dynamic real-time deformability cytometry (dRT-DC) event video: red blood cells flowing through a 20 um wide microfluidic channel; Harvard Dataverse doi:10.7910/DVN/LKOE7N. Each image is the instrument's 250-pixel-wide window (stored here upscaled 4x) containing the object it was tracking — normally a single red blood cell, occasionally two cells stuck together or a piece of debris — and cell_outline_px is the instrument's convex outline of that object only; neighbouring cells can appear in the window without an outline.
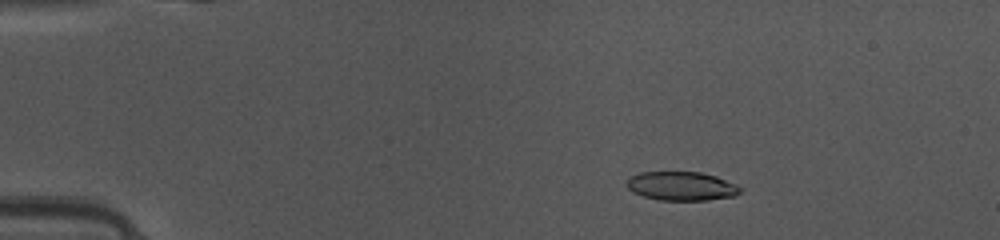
{"species": "common noctule bat (a hibernating species)", "species_latin": "Nyctalus noctula", "temperature_condition": "warm", "stored_images_in_passage": 49, "camera_frame_rate_fps": 3000, "um_per_image_px": 0.085, "animal": {"sex": "female", "body_mass_g": 10.0, "forearm_length_mm": 53.1}, "frame": {"image": 1, "passage_image": 9, "time_ms": 2.667, "image_size_px": [1000, 240], "cell_outline_px": [[744, 188], [736, 196], [708, 200], [660, 200], [644, 196], [632, 192], [624, 184], [632, 176], [640, 172], [700, 172], [716, 176], [736, 184]], "centroid_in_image_um": [57.95, 15.82], "position_along_channel_um": 27.0, "area_um2": 19.19}}
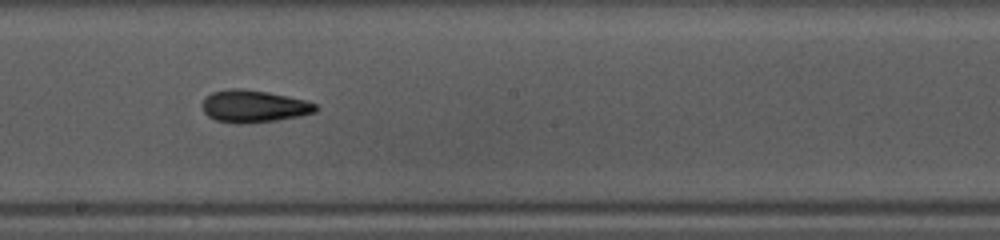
{"frame": {"image": 2, "passage_image": 28, "time_ms": 9.0, "image_size_px": [1000, 240], "cell_outline_px": [[320, 108], [316, 112], [300, 116], [276, 120], [244, 124], [240, 124], [216, 120], [208, 116], [204, 112], [204, 96], [212, 92], [232, 88], [240, 88], [268, 92], [304, 100], [316, 104]], "centroid_in_image_um": [21.59, 9.03], "position_along_channel_um": 226.6, "area_um2": 21.27}}
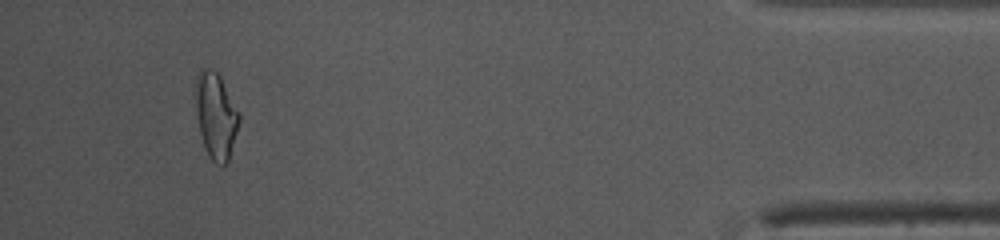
{"frame": {"image": 3, "passage_image": 46, "time_ms": 15.0, "image_size_px": [1000, 240], "cell_outline_px": [[240, 120], [228, 160], [224, 164], [216, 164], [208, 156], [204, 148], [200, 132], [196, 112], [196, 76], [200, 68], [212, 68], [220, 76], [240, 112]], "centroid_in_image_um": [18.35, 9.8], "position_along_channel_um": 416.9, "area_um2": 21.79}, "authors_computed_cell_mechanics": {"area_um2": 20.3456, "velocity_mm_per_s": 4.1539, "shape_relaxation_time_tau1_ms": 5.7203, "shape_relaxation_time_tau2_ms": 1.6982, "deformation_change_tau1": 0.1998, "deformation_change_tau2": 0.0985}}